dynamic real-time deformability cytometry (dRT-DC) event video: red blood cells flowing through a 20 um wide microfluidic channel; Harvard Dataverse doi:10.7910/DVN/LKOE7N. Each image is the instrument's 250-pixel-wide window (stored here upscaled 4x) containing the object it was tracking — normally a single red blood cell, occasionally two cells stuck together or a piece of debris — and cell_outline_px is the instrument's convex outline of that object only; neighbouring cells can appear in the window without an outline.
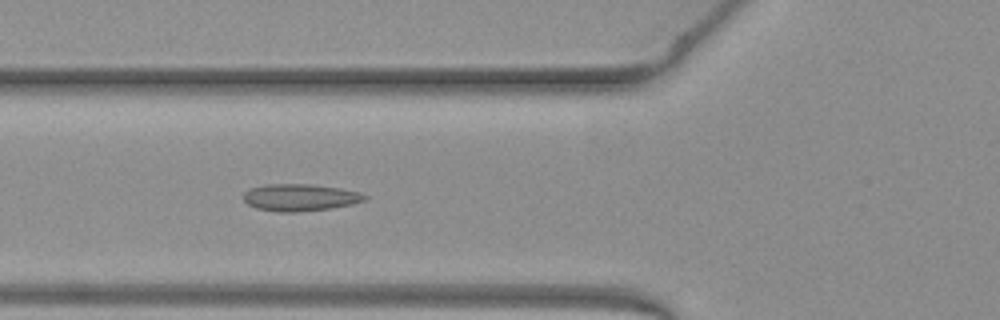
{"species": "common noctule bat (a hibernating species)", "species_latin": "Nyctalus noctula", "temperature_condition": "warm", "stored_images_in_passage": 49, "camera_frame_rate_fps": 3000, "um_per_image_px": 0.085, "animal": {"sex": "female", "body_mass_g": 19.3, "forearm_length_mm": 54.1}, "frame": {"image": 1, "passage_image": 18, "time_ms": 5.667, "image_size_px": [1000, 320], "cell_outline_px": [[368, 200], [352, 204], [332, 208], [296, 212], [276, 212], [256, 208], [248, 204], [244, 200], [244, 192], [252, 188], [268, 184], [312, 184], [340, 188], [360, 192], [368, 196]], "centroid_in_image_um": [25.55, 16.79], "position_along_channel_um": 100.3, "area_um2": 19.19}}
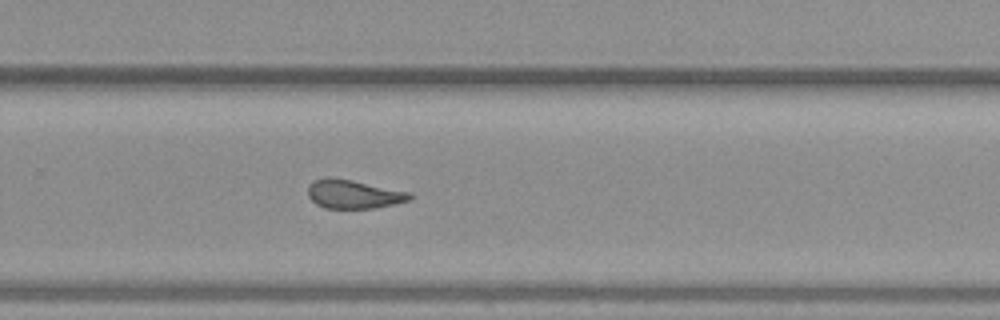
{"frame": {"image": 2, "passage_image": 33, "time_ms": 10.667, "image_size_px": [1000, 320], "cell_outline_px": [[412, 200], [376, 208], [324, 208], [316, 204], [308, 196], [308, 188], [316, 180], [328, 176], [332, 176], [412, 192]], "centroid_in_image_um": [30.09, 16.5], "position_along_channel_um": 299.7, "area_um2": 17.17}}
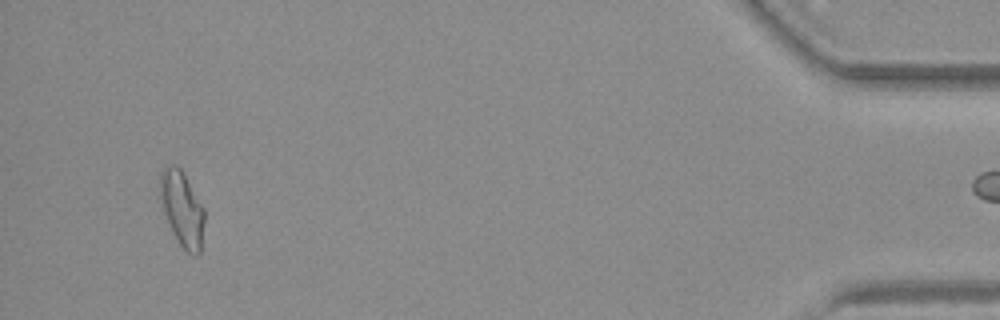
{"frame": {"image": 3, "passage_image": 48, "time_ms": 15.667, "image_size_px": [1000, 320], "cell_outline_px": [[204, 220], [200, 252], [196, 256], [192, 256], [180, 244], [172, 232], [164, 212], [160, 200], [160, 172], [168, 164], [176, 164], [180, 168], [204, 208]], "centroid_in_image_um": [15.47, 17.74], "position_along_channel_um": 419.7, "area_um2": 19.19}}